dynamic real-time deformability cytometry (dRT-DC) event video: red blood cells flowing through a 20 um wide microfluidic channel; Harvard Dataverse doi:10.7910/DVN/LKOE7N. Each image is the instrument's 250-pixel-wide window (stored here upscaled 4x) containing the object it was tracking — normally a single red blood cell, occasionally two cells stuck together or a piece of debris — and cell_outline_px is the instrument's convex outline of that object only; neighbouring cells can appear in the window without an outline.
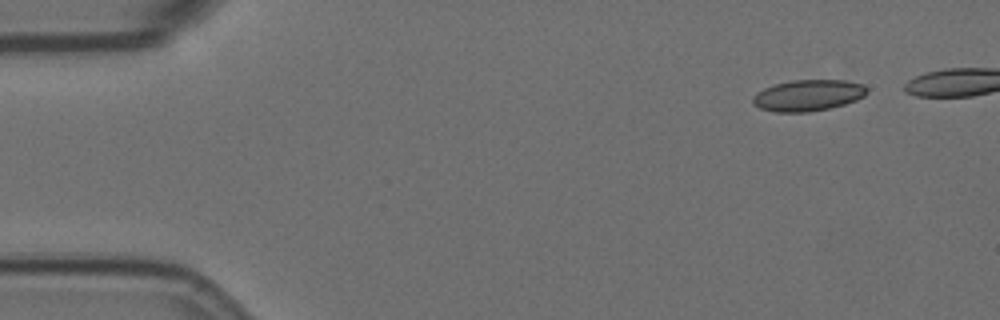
{"species": "Egyptian fruit bat (a non-hibernating species)", "species_latin": "Rousettus aegyptiacus", "temperature_condition": "room temperature", "stored_images_in_passage": 5, "camera_frame_rate_fps": 3000, "um_per_image_px": 0.085, "animal": {"sex": "female"}, "frame": {"image": 1, "passage_image": 1, "time_ms": 0.0, "image_size_px": [1000, 320], "cell_outline_px": [[868, 92], [864, 96], [856, 100], [844, 104], [828, 108], [808, 112], [776, 112], [760, 108], [752, 104], [752, 96], [756, 92], [764, 88], [776, 84], [792, 80], [848, 80], [864, 84], [868, 88]], "centroid_in_image_um": [68.69, 8.1], "position_along_channel_um": 16.3, "area_um2": 20.92}}